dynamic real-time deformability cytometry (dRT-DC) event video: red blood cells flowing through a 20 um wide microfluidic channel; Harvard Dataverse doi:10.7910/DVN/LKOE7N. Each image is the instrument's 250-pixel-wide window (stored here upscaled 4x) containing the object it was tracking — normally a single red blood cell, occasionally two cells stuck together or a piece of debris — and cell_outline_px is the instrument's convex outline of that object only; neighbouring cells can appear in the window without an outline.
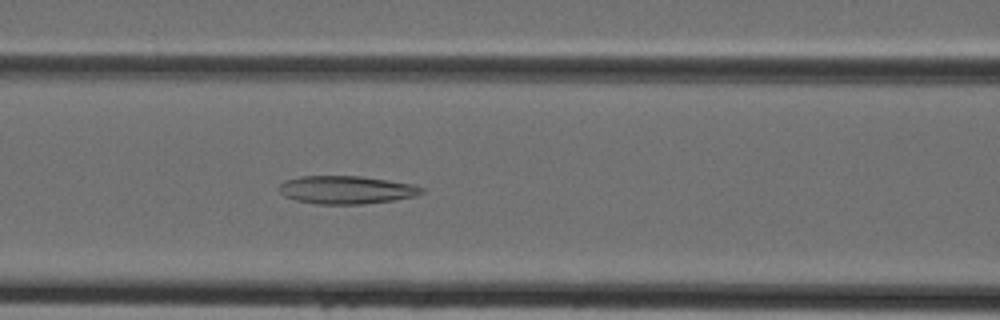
{"species": "Egyptian fruit bat (a non-hibernating species)", "species_latin": "Rousettus aegyptiacus", "temperature_condition": "cold", "stored_images_in_passage": 39, "camera_frame_rate_fps": 3000, "um_per_image_px": 0.085, "animal": {"sex": "female"}, "frame": {"image": 1, "passage_image": 18, "time_ms": 5.667, "image_size_px": [1000, 320], "cell_outline_px": [[424, 192], [416, 196], [392, 200], [364, 204], [316, 204], [296, 200], [284, 196], [280, 192], [280, 184], [284, 180], [300, 176], [360, 176], [388, 180], [412, 184], [424, 188]], "centroid_in_image_um": [29.43, 16.13], "position_along_channel_um": 137.2, "area_um2": 23.29}}
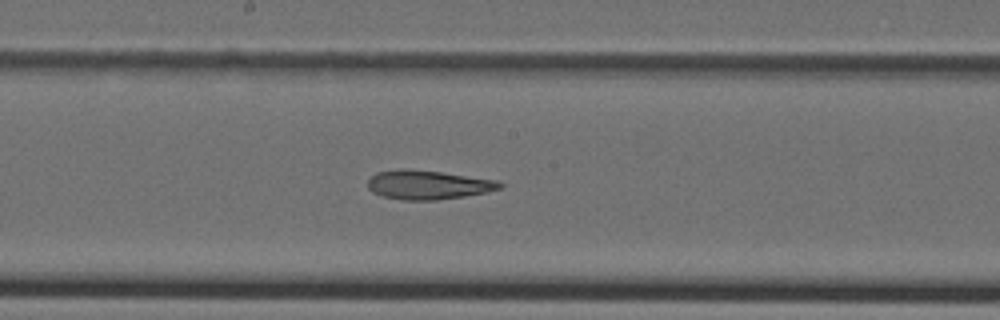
{"frame": {"image": 2, "passage_image": 23, "time_ms": 7.333, "image_size_px": [1000, 320], "cell_outline_px": [[504, 188], [488, 192], [464, 196], [436, 200], [404, 200], [384, 196], [372, 192], [368, 188], [368, 180], [376, 172], [400, 168], [440, 172], [496, 180], [504, 184]], "centroid_in_image_um": [36.39, 15.71], "position_along_channel_um": 211.8, "area_um2": 22.31}}
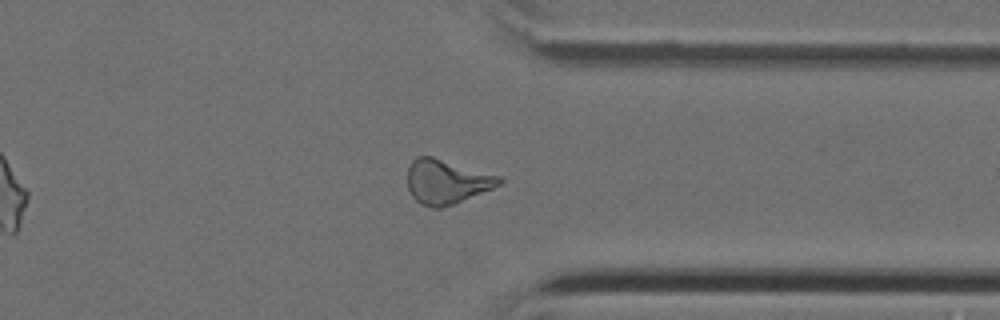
{"frame": {"image": 3, "passage_image": 34, "time_ms": 11.0, "image_size_px": [1000, 320], "cell_outline_px": [[504, 180], [500, 184], [492, 188], [452, 204], [440, 208], [432, 208], [420, 204], [412, 196], [408, 188], [408, 168], [412, 160], [416, 156], [432, 156], [504, 176]], "centroid_in_image_um": [37.97, 15.42], "position_along_channel_um": 373.4, "area_um2": 23.81}}